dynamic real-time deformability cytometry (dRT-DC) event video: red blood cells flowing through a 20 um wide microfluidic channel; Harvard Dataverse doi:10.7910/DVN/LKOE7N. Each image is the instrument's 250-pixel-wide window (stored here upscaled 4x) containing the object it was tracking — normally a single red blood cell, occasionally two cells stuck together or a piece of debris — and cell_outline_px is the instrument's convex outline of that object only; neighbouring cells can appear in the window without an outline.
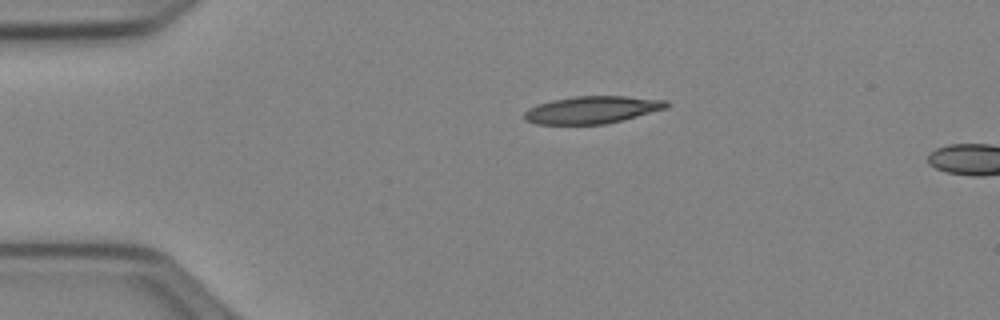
{"species": "Egyptian fruit bat (a non-hibernating species)", "species_latin": "Rousettus aegyptiacus", "temperature_condition": "cold", "stored_images_in_passage": 4, "camera_frame_rate_fps": 3000, "um_per_image_px": 0.085, "animal": {"sex": "female"}, "frame": {"image": 1, "passage_image": 1, "time_ms": 0.0, "image_size_px": [1000, 320], "cell_outline_px": [[668, 108], [604, 124], [536, 124], [524, 120], [524, 112], [528, 108], [536, 104], [552, 100], [576, 96], [624, 96], [668, 100]], "centroid_in_image_um": [50.29, 9.33], "position_along_channel_um": 34.7, "area_um2": 22.6}}